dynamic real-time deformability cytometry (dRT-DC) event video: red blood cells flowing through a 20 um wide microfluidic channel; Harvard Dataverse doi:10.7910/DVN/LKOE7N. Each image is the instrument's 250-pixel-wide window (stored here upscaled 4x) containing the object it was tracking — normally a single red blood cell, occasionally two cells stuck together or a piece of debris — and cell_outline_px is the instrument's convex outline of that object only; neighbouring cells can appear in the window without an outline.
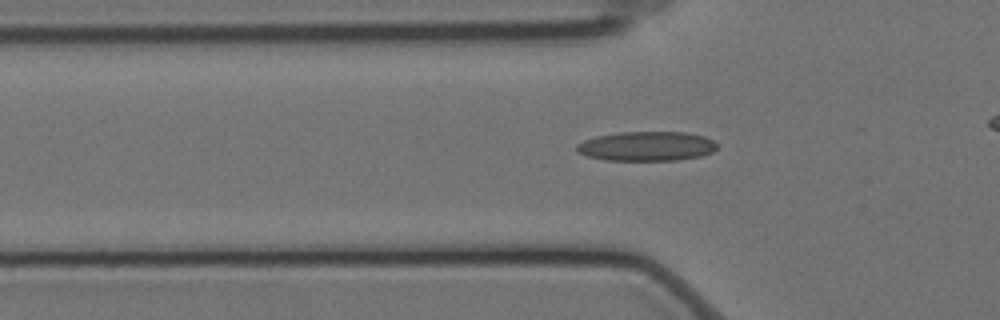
{"species": "Egyptian fruit bat (a non-hibernating species)", "species_latin": "Rousettus aegyptiacus", "temperature_condition": "cold", "stored_images_in_passage": 26, "camera_frame_rate_fps": 3000, "um_per_image_px": 0.085, "animal": {"sex": "female"}, "frame": {"image": 1, "passage_image": 18, "time_ms": 5.667, "image_size_px": [1000, 320], "cell_outline_px": [[716, 148], [712, 152], [700, 156], [676, 160], [604, 160], [588, 156], [576, 152], [576, 144], [584, 140], [596, 136], [620, 132], [684, 132], [704, 136], [712, 140], [716, 144]], "centroid_in_image_um": [54.93, 12.42], "position_along_channel_um": 70.9, "area_um2": 24.04}}
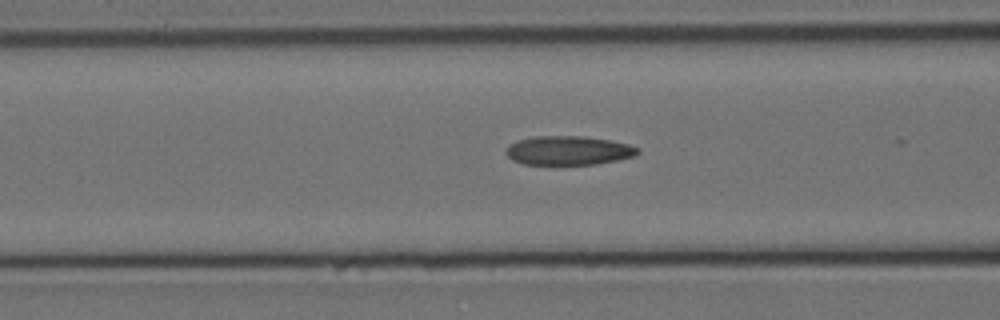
{"frame": {"image": 2, "passage_image": 22, "time_ms": 7.0, "image_size_px": [1000, 320], "cell_outline_px": [[640, 152], [636, 156], [596, 164], [524, 164], [512, 160], [504, 152], [508, 144], [516, 140], [532, 136], [584, 136], [608, 140], [628, 144], [640, 148]], "centroid_in_image_um": [48.29, 12.78], "position_along_channel_um": 118.3, "area_um2": 22.43}}
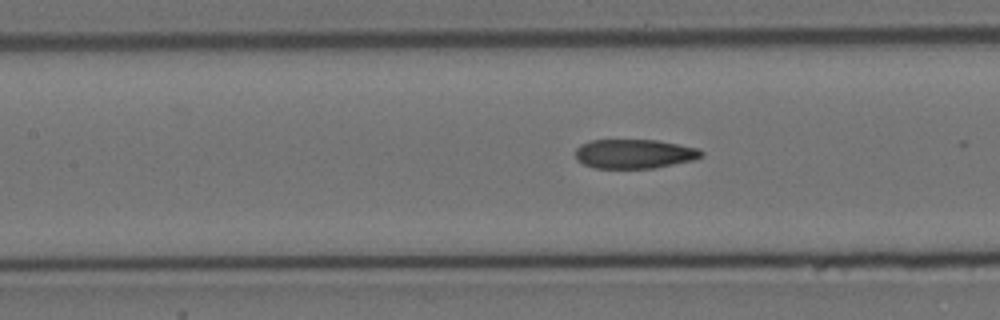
{"frame": {"image": 3, "passage_image": 25, "time_ms": 8.0, "image_size_px": [1000, 320], "cell_outline_px": [[704, 156], [692, 160], [656, 168], [596, 168], [584, 164], [576, 160], [576, 148], [580, 144], [592, 140], [656, 140], [696, 148], [704, 152]], "centroid_in_image_um": [53.9, 13.08], "position_along_channel_um": 153.5, "area_um2": 21.39}}